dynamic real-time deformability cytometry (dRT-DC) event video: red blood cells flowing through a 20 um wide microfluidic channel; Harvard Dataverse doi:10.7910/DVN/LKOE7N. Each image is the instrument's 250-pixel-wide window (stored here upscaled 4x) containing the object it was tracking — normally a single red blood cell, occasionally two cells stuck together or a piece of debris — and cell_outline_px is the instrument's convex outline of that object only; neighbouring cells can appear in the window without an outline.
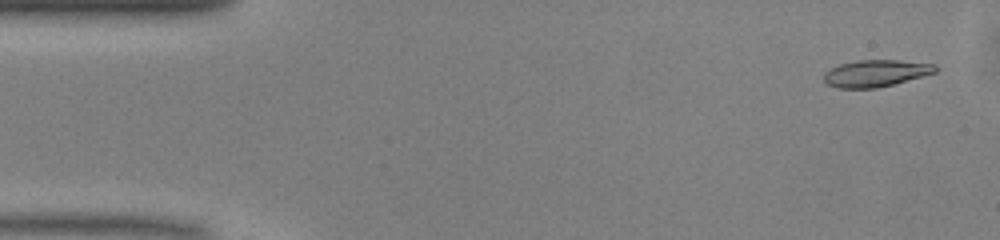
{"species": "common noctule bat (a hibernating species)", "species_latin": "Nyctalus noctula", "temperature_condition": "warm", "stored_images_in_passage": 49, "camera_frame_rate_fps": 3000, "um_per_image_px": 0.085, "animal": {"sex": "male", "body_mass_g": 13.0, "forearm_length_mm": 53.1}, "frame": {"image": 1, "passage_image": 2, "time_ms": 0.333, "image_size_px": [1000, 240], "cell_outline_px": [[936, 72], [892, 84], [876, 88], [836, 88], [828, 84], [824, 80], [824, 72], [840, 64], [856, 60], [900, 60], [936, 64]], "centroid_in_image_um": [74.42, 6.22], "position_along_channel_um": 10.6, "area_um2": 17.28}}
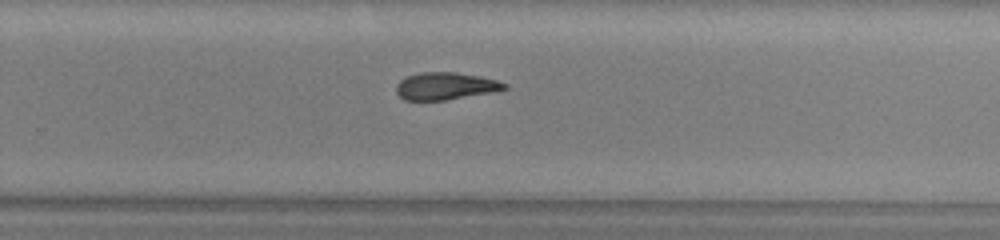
{"frame": {"image": 2, "passage_image": 31, "time_ms": 10.0, "image_size_px": [1000, 240], "cell_outline_px": [[508, 88], [492, 92], [444, 100], [404, 100], [396, 92], [396, 84], [400, 80], [408, 76], [420, 72], [452, 72], [480, 76], [496, 80], [508, 84]], "centroid_in_image_um": [37.85, 7.31], "position_along_channel_um": 291.9, "area_um2": 17.11}}
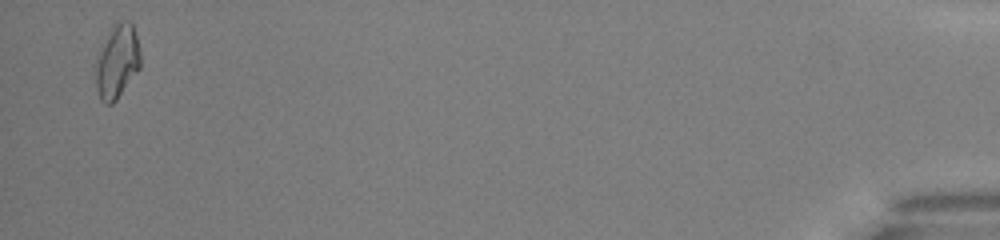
{"frame": {"image": 3, "passage_image": 48, "time_ms": 15.667, "image_size_px": [1000, 240], "cell_outline_px": [[140, 68], [116, 100], [112, 104], [104, 104], [100, 100], [96, 88], [96, 64], [100, 48], [112, 24], [120, 20], [132, 20], [140, 52]], "centroid_in_image_um": [9.96, 5.2], "position_along_channel_um": 425.2, "area_um2": 19.36}, "authors_computed_cell_mechanics": {"area_um2": 17.8024, "velocity_mm_per_s": 4.08, "shape_relaxation_time_tau1_ms": 4.4026, "shape_relaxation_time_tau2_ms": 5.1054, "deformation_change_tau1": 0.1851, "deformation_change_tau2": 0.1451}}